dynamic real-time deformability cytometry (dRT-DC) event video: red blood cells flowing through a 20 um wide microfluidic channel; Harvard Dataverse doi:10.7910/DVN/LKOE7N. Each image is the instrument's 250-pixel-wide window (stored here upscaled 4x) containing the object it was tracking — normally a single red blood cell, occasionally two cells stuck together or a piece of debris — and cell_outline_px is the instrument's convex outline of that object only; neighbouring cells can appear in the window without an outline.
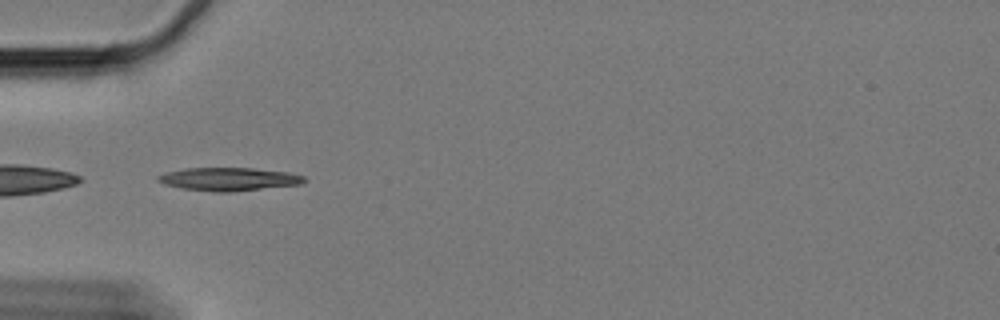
{"species": "Egyptian fruit bat (a non-hibernating species)", "species_latin": "Rousettus aegyptiacus", "temperature_condition": "cold", "stored_images_in_passage": 42, "camera_frame_rate_fps": 3000, "um_per_image_px": 0.085, "animal": {"sex": "female"}, "frame": {"image": 1, "passage_image": 1, "time_ms": 0.0, "image_size_px": [1000, 320], "cell_outline_px": [[304, 180], [300, 184], [228, 192], [216, 192], [184, 188], [164, 184], [156, 180], [156, 176], [168, 172], [184, 168], [252, 168], [288, 172], [304, 176]], "centroid_in_image_um": [19.41, 15.22], "position_along_channel_um": 65.6, "area_um2": 19.42}}
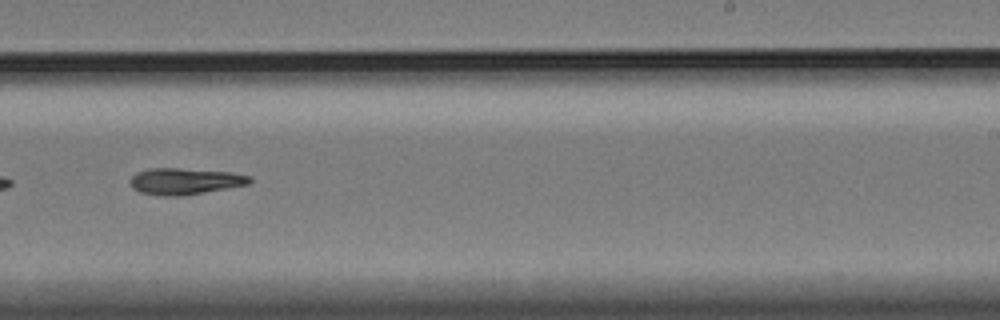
{"frame": {"image": 2, "passage_image": 20, "time_ms": 6.333, "image_size_px": [1000, 320], "cell_outline_px": [[252, 180], [248, 184], [204, 192], [180, 196], [164, 196], [140, 192], [132, 188], [132, 176], [136, 172], [152, 168], [176, 168], [228, 172], [252, 176]], "centroid_in_image_um": [15.71, 15.4], "position_along_channel_um": 273.3, "area_um2": 18.09}}
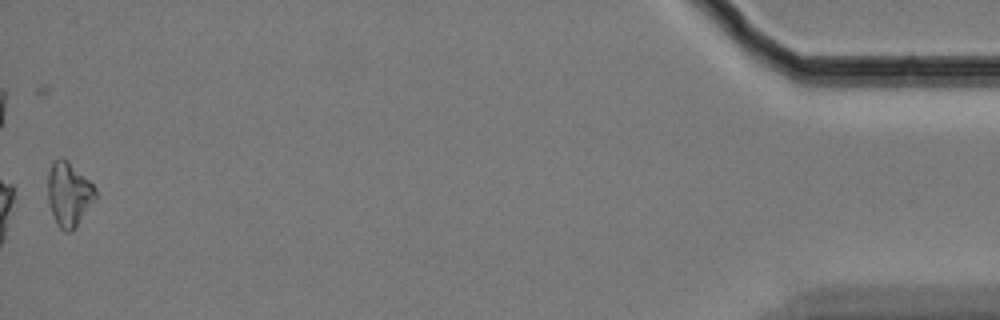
{"frame": {"image": 3, "passage_image": 42, "time_ms": 13.667, "image_size_px": [1000, 320], "cell_outline_px": [[96, 200], [76, 224], [68, 232], [64, 232], [56, 224], [48, 200], [48, 172], [52, 164], [56, 160], [64, 160], [88, 180], [96, 188]], "centroid_in_image_um": [5.85, 16.55], "position_along_channel_um": 429.4, "area_um2": 17.05}}